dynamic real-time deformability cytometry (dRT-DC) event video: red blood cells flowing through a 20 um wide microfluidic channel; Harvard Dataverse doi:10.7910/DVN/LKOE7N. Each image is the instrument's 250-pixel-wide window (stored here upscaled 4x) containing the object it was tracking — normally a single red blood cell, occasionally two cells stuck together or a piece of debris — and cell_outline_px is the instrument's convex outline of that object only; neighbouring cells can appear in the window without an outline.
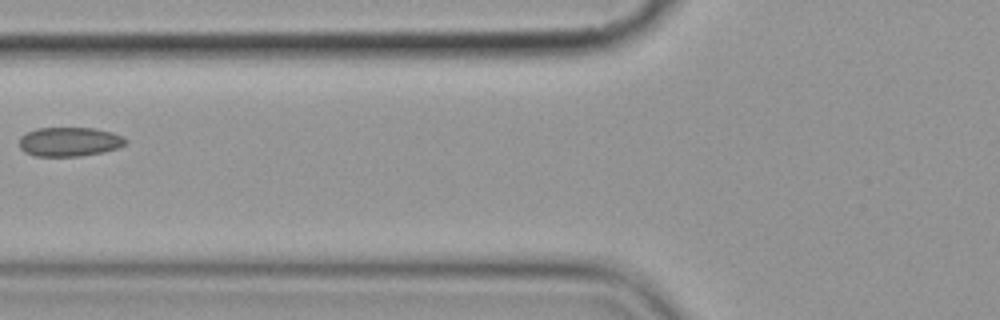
{"species": "common noctule bat (a hibernating species)", "species_latin": "Nyctalus noctula", "temperature_condition": "cold", "stored_images_in_passage": 3, "camera_frame_rate_fps": 3000, "um_per_image_px": 0.085, "animal": {"sex": "female", "body_mass_g": 19.9}, "frame": {"image": 1, "passage_image": 3, "time_ms": 2.333, "image_size_px": [1000, 320], "cell_outline_px": [[128, 140], [120, 148], [104, 152], [80, 156], [36, 156], [24, 152], [20, 148], [20, 136], [36, 128], [96, 128], [112, 132], [124, 136]], "centroid_in_image_um": [5.94, 12.05], "position_along_channel_um": 119.9, "area_um2": 18.26}}